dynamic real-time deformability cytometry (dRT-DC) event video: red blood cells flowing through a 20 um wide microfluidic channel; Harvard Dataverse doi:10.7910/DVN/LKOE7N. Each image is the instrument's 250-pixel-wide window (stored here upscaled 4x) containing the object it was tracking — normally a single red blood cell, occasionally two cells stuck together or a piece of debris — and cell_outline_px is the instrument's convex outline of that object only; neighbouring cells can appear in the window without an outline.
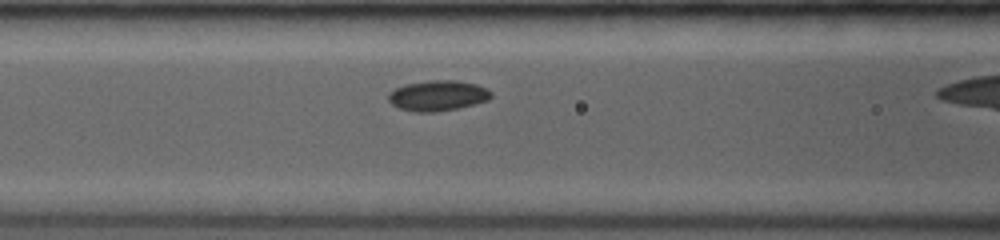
{"species": "common noctule bat (a hibernating species)", "species_latin": "Nyctalus noctula", "temperature_condition": "room temperature", "stored_images_in_passage": 3, "camera_frame_rate_fps": 3500, "um_per_image_px": 0.085, "animal": {"sex": "female", "body_mass_g": 19.0, "forearm_length_mm": 53.3}, "frame": {"image": 1, "passage_image": 3, "time_ms": 1.429, "image_size_px": [1000, 240], "cell_outline_px": [[492, 96], [488, 100], [456, 108], [436, 112], [412, 112], [400, 108], [392, 104], [388, 100], [388, 92], [404, 84], [428, 80], [456, 80], [476, 84], [488, 88], [492, 92]], "centroid_in_image_um": [37.19, 8.12], "position_along_channel_um": 129.4, "area_um2": 18.32}}